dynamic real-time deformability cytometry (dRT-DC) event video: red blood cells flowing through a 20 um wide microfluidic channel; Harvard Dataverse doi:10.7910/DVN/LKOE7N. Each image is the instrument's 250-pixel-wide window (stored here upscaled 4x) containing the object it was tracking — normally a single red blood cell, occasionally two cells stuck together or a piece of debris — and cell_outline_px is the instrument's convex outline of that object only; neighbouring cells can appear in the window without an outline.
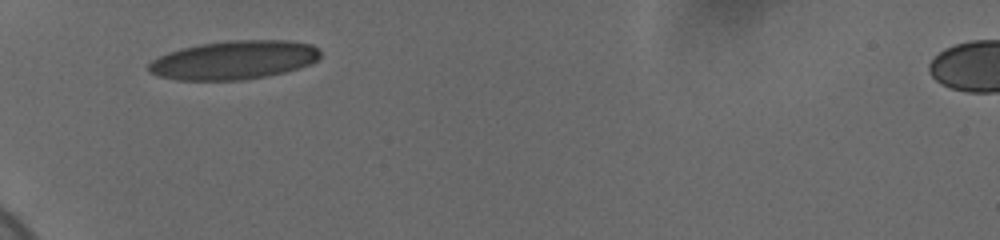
{"species": "human", "species_latin": "Homo sapiens", "temperature_condition": "cold", "stored_images_in_passage": 4, "camera_frame_rate_fps": 3000, "um_per_image_px": 0.085, "donor": {"sex": "female"}, "frame": {"image": 1, "passage_image": 1, "time_ms": 0.0, "image_size_px": [1000, 240], "cell_outline_px": [[320, 56], [312, 64], [300, 68], [268, 76], [244, 80], [176, 80], [160, 76], [148, 72], [148, 64], [152, 60], [168, 52], [180, 48], [200, 44], [232, 40], [288, 40], [312, 44], [320, 52]], "centroid_in_image_um": [19.89, 5.1], "position_along_channel_um": 65.1, "area_um2": 38.9}}
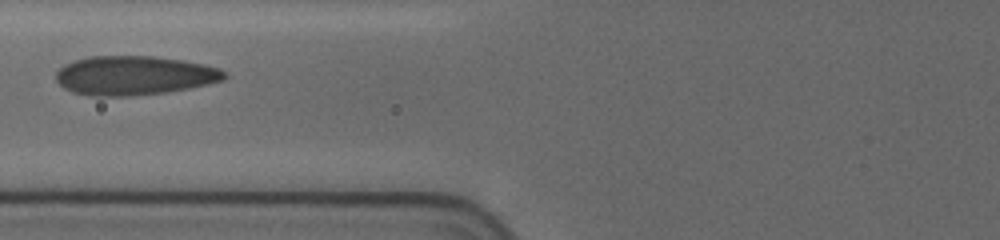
{"frame": {"image": 2, "passage_image": 3, "time_ms": 1.667, "image_size_px": [1000, 240], "cell_outline_px": [[228, 76], [224, 80], [208, 84], [188, 88], [164, 92], [128, 96], [92, 96], [72, 92], [64, 88], [56, 80], [56, 72], [64, 64], [72, 60], [88, 56], [152, 56], [184, 60], [204, 64], [220, 68]], "centroid_in_image_um": [11.39, 6.4], "position_along_channel_um": 114.4, "area_um2": 38.55}}